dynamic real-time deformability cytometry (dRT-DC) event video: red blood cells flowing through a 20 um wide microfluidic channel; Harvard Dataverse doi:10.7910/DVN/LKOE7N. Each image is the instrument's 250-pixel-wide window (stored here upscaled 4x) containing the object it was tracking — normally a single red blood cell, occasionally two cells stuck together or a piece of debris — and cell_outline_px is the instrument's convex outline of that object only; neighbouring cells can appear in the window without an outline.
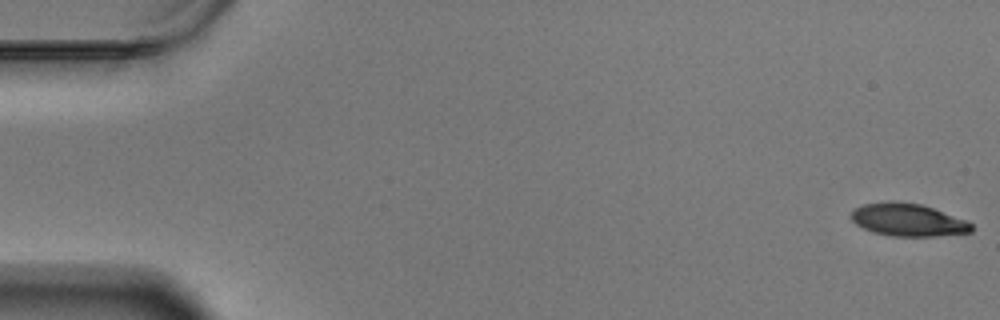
{"species": "Egyptian fruit bat (a non-hibernating species)", "species_latin": "Rousettus aegyptiacus", "temperature_condition": "warm", "stored_images_in_passage": 60, "camera_frame_rate_fps": 3000, "um_per_image_px": 0.085, "animal": {"sex": "male"}, "frame": {"image": 1, "passage_image": 1, "time_ms": 0.0, "image_size_px": [1000, 320], "cell_outline_px": [[972, 232], [936, 236], [892, 236], [872, 232], [856, 224], [852, 220], [852, 212], [856, 208], [864, 204], [892, 200], [920, 204], [968, 220], [972, 224]], "centroid_in_image_um": [77.19, 18.69], "position_along_channel_um": 7.8, "area_um2": 22.83}}
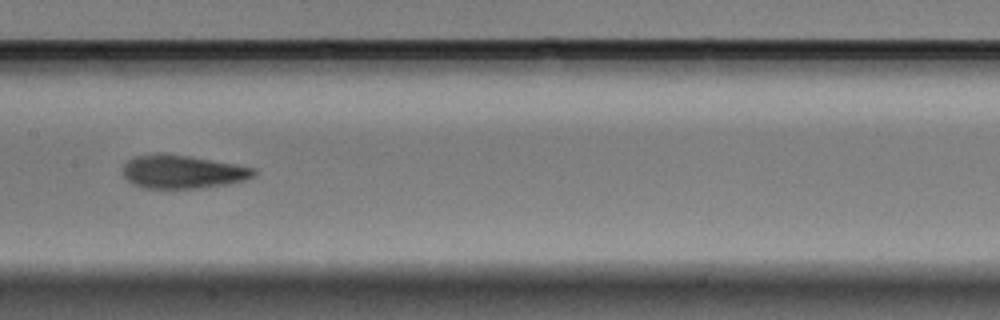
{"frame": {"image": 2, "passage_image": 30, "time_ms": 9.667, "image_size_px": [1000, 320], "cell_outline_px": [[256, 176], [248, 180], [228, 184], [200, 188], [140, 188], [132, 184], [124, 176], [124, 164], [128, 160], [136, 156], [160, 152], [192, 156], [236, 164], [256, 168]], "centroid_in_image_um": [15.56, 14.59], "position_along_channel_um": 191.8, "area_um2": 25.89}}
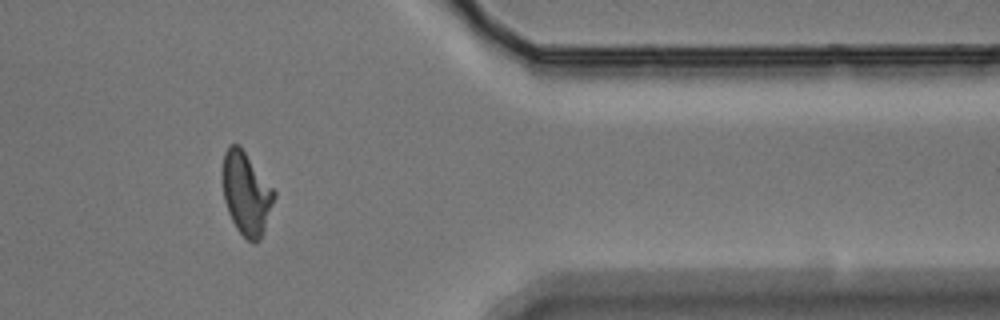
{"frame": {"image": 3, "passage_image": 49, "time_ms": 16.0, "image_size_px": [1000, 320], "cell_outline_px": [[276, 196], [264, 232], [260, 240], [252, 244], [236, 228], [228, 212], [224, 200], [220, 176], [220, 172], [224, 152], [228, 144], [240, 144], [276, 192]], "centroid_in_image_um": [20.91, 16.4], "position_along_channel_um": 390.5, "area_um2": 25.61}, "authors_computed_cell_mechanics": {"area_um2": 24.9407, "velocity_mm_per_s": 3.4423, "shape_relaxation_time_tau1_ms": 7.9049, "shape_relaxation_time_tau2_ms": 2.2301, "deformation_change_tau1": 0.2232, "deformation_change_tau2": 0.1009}}